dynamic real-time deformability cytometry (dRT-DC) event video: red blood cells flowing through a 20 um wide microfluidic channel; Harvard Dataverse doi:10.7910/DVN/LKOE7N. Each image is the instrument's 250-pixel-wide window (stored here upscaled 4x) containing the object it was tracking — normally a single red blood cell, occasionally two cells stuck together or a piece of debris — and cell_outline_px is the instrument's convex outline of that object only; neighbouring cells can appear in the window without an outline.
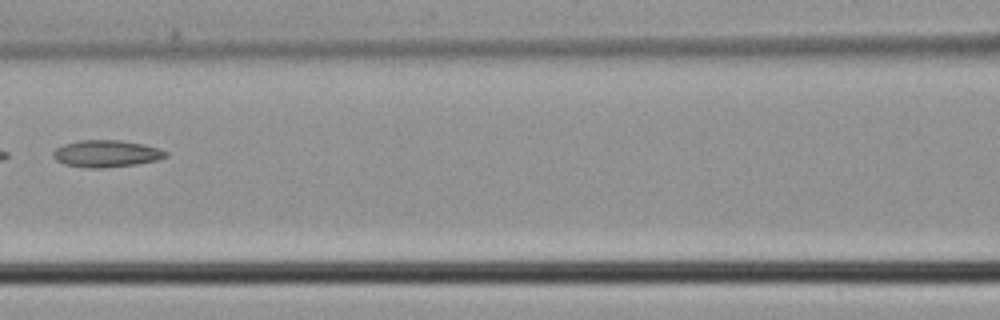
{"species": "common noctule bat (a hibernating species)", "species_latin": "Nyctalus noctula", "temperature_condition": "cold", "stored_images_in_passage": 6, "camera_frame_rate_fps": 3000, "um_per_image_px": 0.085, "animal": {"sex": "male", "body_mass_g": 21.5, "forearm_length_mm": 52.0}, "frame": {"image": 1, "passage_image": 6, "time_ms": 1.667, "image_size_px": [1000, 320], "cell_outline_px": [[168, 156], [156, 160], [136, 164], [100, 168], [88, 168], [64, 164], [56, 160], [52, 156], [52, 152], [56, 148], [64, 144], [80, 140], [120, 140], [144, 144], [168, 152]], "centroid_in_image_um": [9.01, 13.05], "position_along_channel_um": 157.6, "area_um2": 17.63}}